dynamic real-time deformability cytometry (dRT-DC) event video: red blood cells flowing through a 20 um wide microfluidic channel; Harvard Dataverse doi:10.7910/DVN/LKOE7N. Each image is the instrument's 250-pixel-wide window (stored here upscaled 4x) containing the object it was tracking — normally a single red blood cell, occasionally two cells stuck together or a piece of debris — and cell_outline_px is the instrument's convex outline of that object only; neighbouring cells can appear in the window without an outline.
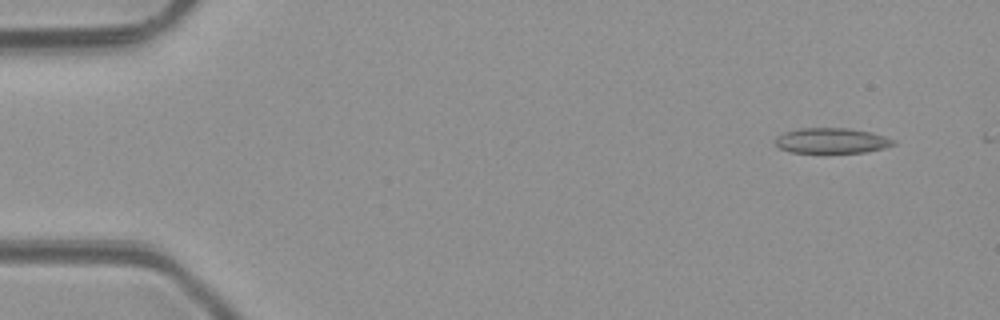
{"species": "common noctule bat (a hibernating species)", "species_latin": "Nyctalus noctula", "temperature_condition": "room temperature", "stored_images_in_passage": 2, "camera_frame_rate_fps": 3000, "um_per_image_px": 0.085, "animal": {"sex": "male", "body_mass_g": 23.1, "forearm_length_mm": 52.7}, "frame": {"image": 1, "passage_image": 1, "time_ms": 0.0, "image_size_px": [1000, 320], "cell_outline_px": [[896, 144], [884, 148], [864, 152], [792, 152], [780, 148], [776, 144], [776, 136], [784, 132], [800, 128], [848, 128], [868, 132], [884, 136], [896, 140]], "centroid_in_image_um": [70.7, 11.95], "position_along_channel_um": 14.3, "area_um2": 17.22}}